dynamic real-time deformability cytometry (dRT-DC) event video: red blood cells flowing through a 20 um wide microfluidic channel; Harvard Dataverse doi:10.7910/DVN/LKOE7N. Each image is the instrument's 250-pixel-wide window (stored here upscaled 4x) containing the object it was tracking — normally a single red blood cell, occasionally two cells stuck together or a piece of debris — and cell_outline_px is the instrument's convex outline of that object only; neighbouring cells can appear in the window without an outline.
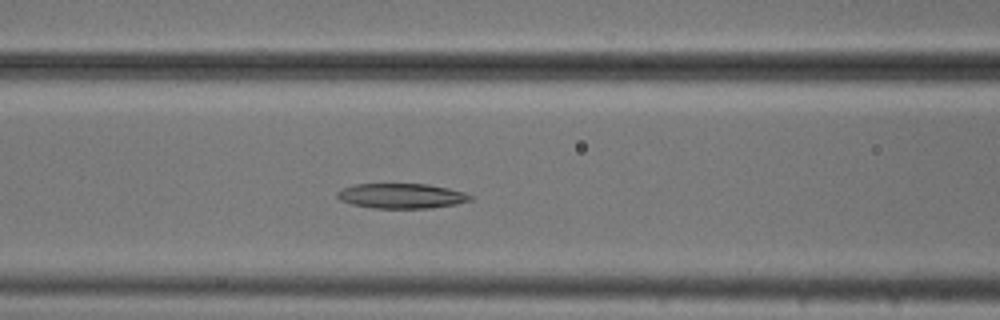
{"species": "common noctule bat (a hibernating species)", "species_latin": "Nyctalus noctula", "temperature_condition": "cold", "stored_images_in_passage": 38, "camera_frame_rate_fps": 3000, "um_per_image_px": 0.085, "animal": {"sex": "male", "body_mass_g": 20.5, "forearm_length_mm": 52.5}, "frame": {"image": 1, "passage_image": 11, "time_ms": 3.333, "image_size_px": [1000, 320], "cell_outline_px": [[476, 196], [472, 200], [456, 204], [428, 208], [372, 208], [352, 204], [340, 200], [336, 196], [336, 192], [344, 188], [356, 184], [428, 184], [448, 188], [464, 192]], "centroid_in_image_um": [34.16, 16.65], "position_along_channel_um": 132.4, "area_um2": 19.42}}
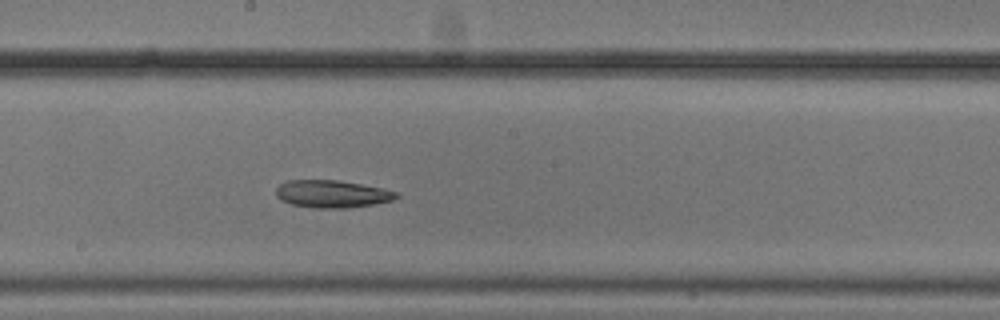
{"frame": {"image": 2, "passage_image": 18, "time_ms": 5.667, "image_size_px": [1000, 320], "cell_outline_px": [[400, 196], [392, 200], [372, 204], [348, 208], [316, 208], [292, 204], [280, 200], [276, 196], [276, 188], [280, 184], [288, 180], [336, 180], [384, 188], [400, 192]], "centroid_in_image_um": [28.24, 16.48], "position_along_channel_um": 220.0, "area_um2": 19.31}}
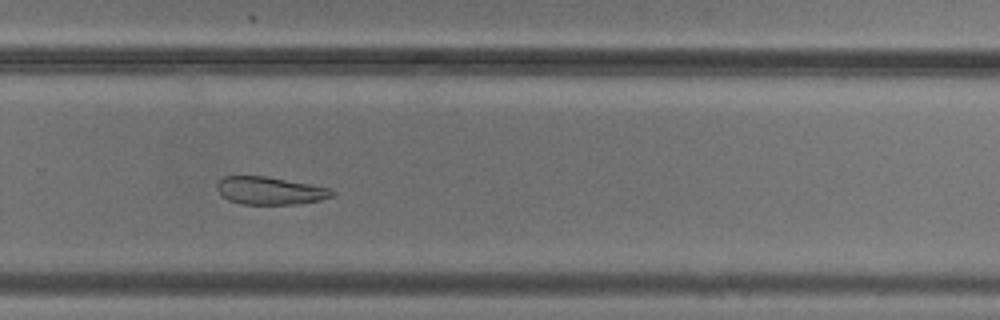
{"frame": {"image": 3, "passage_image": 25, "time_ms": 8.0, "image_size_px": [1000, 320], "cell_outline_px": [[336, 192], [332, 196], [320, 200], [300, 204], [240, 204], [228, 200], [216, 188], [216, 184], [224, 176], [264, 176], [332, 188]], "centroid_in_image_um": [22.97, 16.21], "position_along_channel_um": 306.8, "area_um2": 18.55}, "authors_computed_cell_mechanics": {"area_um2": 20.3745, "velocity_mm_per_s": 3.7542, "shape_relaxation_time_tau1_ms": 6.1331, "shape_relaxation_time_tau2_ms": null, "deformation_change_tau1": 0.1365, "deformation_change_tau2": null}}